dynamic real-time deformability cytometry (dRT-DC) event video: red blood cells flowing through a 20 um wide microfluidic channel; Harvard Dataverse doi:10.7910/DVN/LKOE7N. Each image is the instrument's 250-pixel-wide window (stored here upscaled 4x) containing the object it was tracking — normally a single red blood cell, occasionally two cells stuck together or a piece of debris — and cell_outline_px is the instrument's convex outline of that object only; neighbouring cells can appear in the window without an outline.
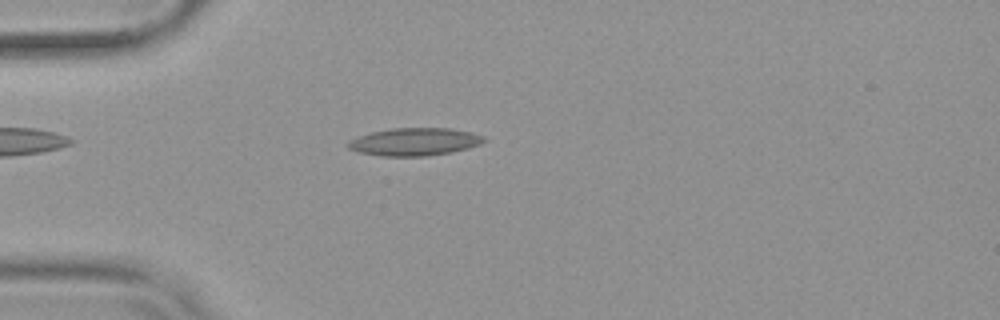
{"species": "common noctule bat (a hibernating species)", "species_latin": "Nyctalus noctula", "temperature_condition": "warm", "stored_images_in_passage": 52, "camera_frame_rate_fps": 3000, "um_per_image_px": 0.085, "animal": {"sex": "female", "body_mass_g": 19.9}, "frame": {"image": 1, "passage_image": 14, "time_ms": 4.333, "image_size_px": [1000, 320], "cell_outline_px": [[488, 140], [480, 144], [468, 148], [452, 152], [428, 156], [380, 156], [356, 152], [348, 148], [344, 144], [348, 140], [356, 136], [372, 132], [392, 128], [452, 128], [472, 132], [484, 136]], "centroid_in_image_um": [35.21, 12.05], "position_along_channel_um": 49.8, "area_um2": 22.37}}
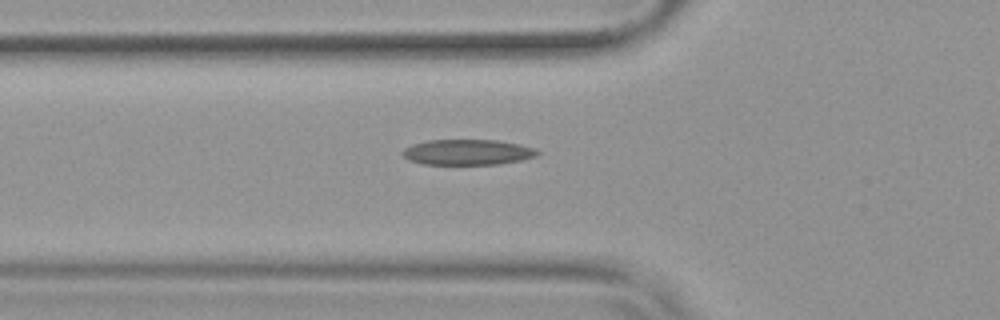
{"frame": {"image": 2, "passage_image": 18, "time_ms": 5.667, "image_size_px": [1000, 320], "cell_outline_px": [[540, 152], [536, 156], [520, 160], [500, 164], [420, 164], [408, 160], [400, 152], [404, 148], [412, 144], [428, 140], [496, 140], [520, 144], [536, 148]], "centroid_in_image_um": [39.72, 12.93], "position_along_channel_um": 86.1, "area_um2": 20.17}}
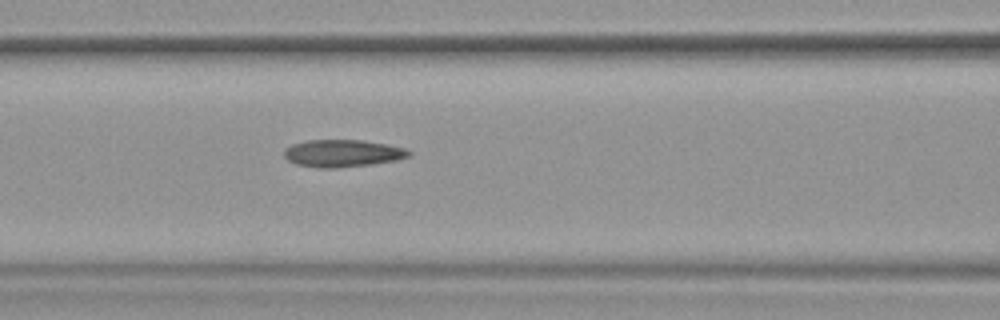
{"frame": {"image": 3, "passage_image": 22, "time_ms": 7.0, "image_size_px": [1000, 320], "cell_outline_px": [[412, 156], [396, 160], [372, 164], [336, 168], [316, 168], [296, 164], [288, 160], [284, 156], [284, 148], [292, 144], [308, 140], [360, 140], [388, 144], [404, 148], [412, 152]], "centroid_in_image_um": [29.12, 13.03], "position_along_channel_um": 137.5, "area_um2": 20.0}, "authors_computed_cell_mechanics": {"area_um2": 20.8947, "velocity_mm_per_s": 3.8036, "shape_relaxation_time_tau1_ms": null, "shape_relaxation_time_tau2_ms": 2.8322, "deformation_change_tau1": null, "deformation_change_tau2": 0.125}}